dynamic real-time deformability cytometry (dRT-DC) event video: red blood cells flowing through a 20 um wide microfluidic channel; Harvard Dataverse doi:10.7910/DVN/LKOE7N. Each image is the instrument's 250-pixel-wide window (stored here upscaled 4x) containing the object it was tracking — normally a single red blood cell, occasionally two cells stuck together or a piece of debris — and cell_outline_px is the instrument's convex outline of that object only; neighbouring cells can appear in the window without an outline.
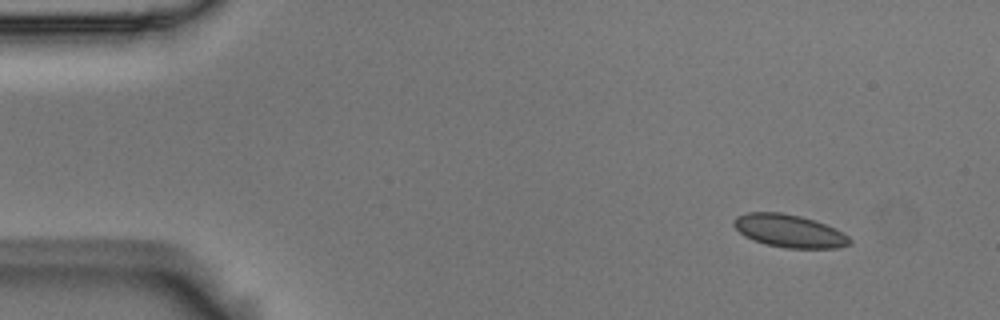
{"species": "Egyptian fruit bat (a non-hibernating species)", "species_latin": "Rousettus aegyptiacus", "temperature_condition": "room temperature", "stored_images_in_passage": 4, "camera_frame_rate_fps": 3000, "um_per_image_px": 0.085, "animal": {"sex": "male"}, "frame": {"image": 1, "passage_image": 1, "time_ms": 0.0, "image_size_px": [1000, 320], "cell_outline_px": [[852, 244], [836, 248], [784, 248], [764, 244], [752, 240], [744, 236], [732, 224], [732, 220], [736, 216], [748, 212], [780, 212], [800, 216], [836, 228], [844, 232], [852, 240]], "centroid_in_image_um": [67.08, 19.64], "position_along_channel_um": 17.9, "area_um2": 22.37}}
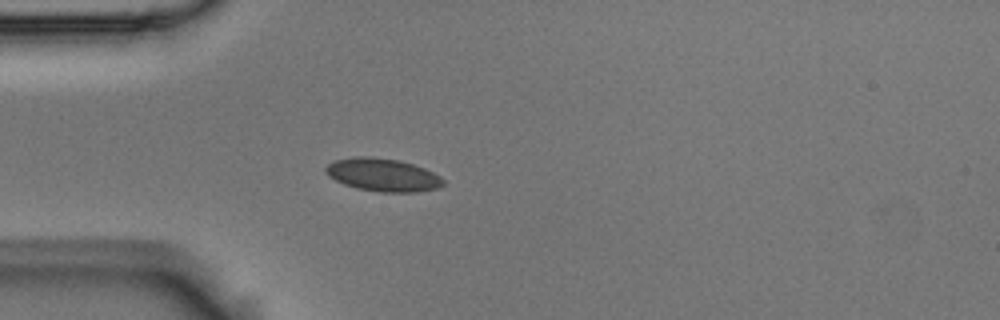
{"frame": {"image": 2, "passage_image": 4, "time_ms": 1.0, "image_size_px": [1000, 320], "cell_outline_px": [[444, 184], [436, 188], [416, 192], [380, 192], [356, 188], [344, 184], [328, 176], [324, 172], [324, 168], [328, 164], [336, 160], [356, 156], [372, 156], [400, 160], [424, 168], [440, 176], [444, 180]], "centroid_in_image_um": [32.51, 14.86], "position_along_channel_um": 52.5, "area_um2": 22.6}}